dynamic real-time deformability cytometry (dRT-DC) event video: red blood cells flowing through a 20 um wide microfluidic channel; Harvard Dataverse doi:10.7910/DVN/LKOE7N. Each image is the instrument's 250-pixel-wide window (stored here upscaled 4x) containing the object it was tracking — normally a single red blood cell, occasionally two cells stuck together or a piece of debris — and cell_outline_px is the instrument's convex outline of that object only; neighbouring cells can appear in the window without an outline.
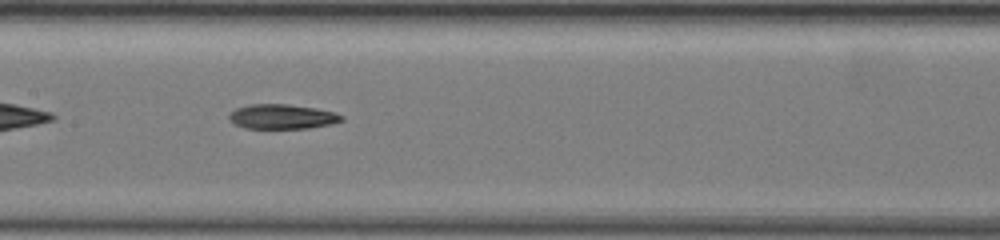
{"species": "common noctule bat (a hibernating species)", "species_latin": "Nyctalus noctula", "temperature_condition": "warm", "stored_images_in_passage": 38, "camera_frame_rate_fps": 3000, "um_per_image_px": 0.085, "animal": {"sex": "female", "body_mass_g": 19.5, "forearm_length_mm": 54.1}, "frame": {"image": 1, "passage_image": 12, "time_ms": 3.667, "image_size_px": [1000, 240], "cell_outline_px": [[344, 120], [332, 124], [308, 128], [244, 128], [236, 124], [228, 116], [236, 108], [248, 104], [288, 104], [316, 108], [336, 112], [344, 116]], "centroid_in_image_um": [24.04, 9.9], "position_along_channel_um": 183.4, "area_um2": 16.18}}
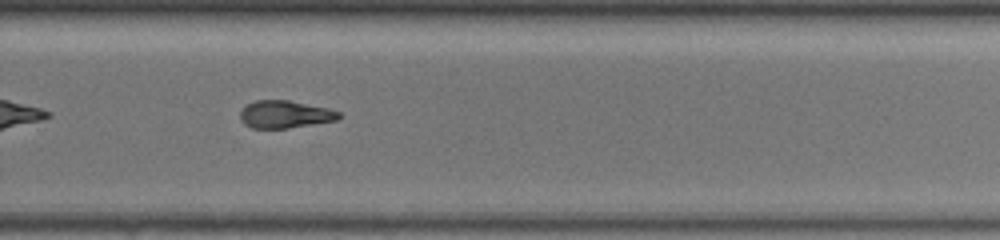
{"frame": {"image": 2, "passage_image": 22, "time_ms": 7.0, "image_size_px": [1000, 240], "cell_outline_px": [[344, 116], [336, 120], [288, 128], [252, 128], [244, 124], [240, 120], [240, 112], [248, 104], [256, 100], [288, 100], [328, 108], [340, 112]], "centroid_in_image_um": [24.23, 9.72], "position_along_channel_um": 305.6, "area_um2": 15.78}}
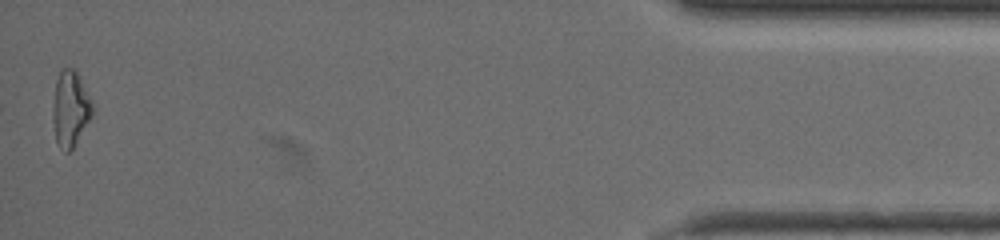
{"frame": {"image": 3, "passage_image": 38, "time_ms": 12.333, "image_size_px": [1000, 240], "cell_outline_px": [[92, 116], [72, 148], [68, 152], [64, 152], [56, 144], [52, 120], [52, 112], [56, 80], [60, 72], [64, 68], [72, 68], [80, 76], [92, 104]], "centroid_in_image_um": [5.95, 9.26], "position_along_channel_um": 429.2, "area_um2": 17.28}, "authors_computed_cell_mechanics": {"area_um2": 16.184, "velocity_mm_per_s": 3.6779, "shape_relaxation_time_tau1_ms": null, "shape_relaxation_time_tau2_ms": 5.122, "deformation_change_tau1": null, "deformation_change_tau2": 0.1471}}